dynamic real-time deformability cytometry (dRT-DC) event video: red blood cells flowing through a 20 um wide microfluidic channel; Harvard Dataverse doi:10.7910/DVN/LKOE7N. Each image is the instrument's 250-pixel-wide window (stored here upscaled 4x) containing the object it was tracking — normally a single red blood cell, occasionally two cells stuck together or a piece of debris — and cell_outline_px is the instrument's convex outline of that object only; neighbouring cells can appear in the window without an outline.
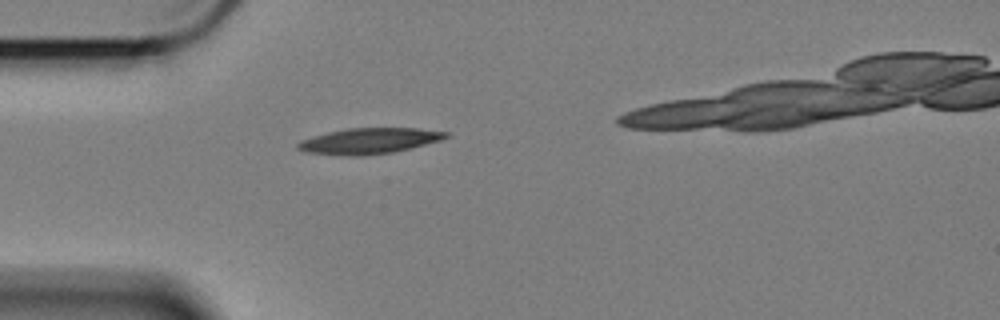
{"species": "Egyptian fruit bat (a non-hibernating species)", "species_latin": "Rousettus aegyptiacus", "temperature_condition": "cold", "stored_images_in_passage": 5, "camera_frame_rate_fps": 3000, "um_per_image_px": 0.085, "animal": {"sex": "female"}, "frame": {"image": 1, "passage_image": 1, "time_ms": 0.0, "image_size_px": [1000, 320], "cell_outline_px": [[448, 136], [440, 140], [392, 152], [356, 156], [304, 152], [296, 148], [296, 144], [300, 140], [328, 132], [348, 128], [420, 128], [448, 132]], "centroid_in_image_um": [31.33, 11.97], "position_along_channel_um": 53.7, "area_um2": 21.91}}
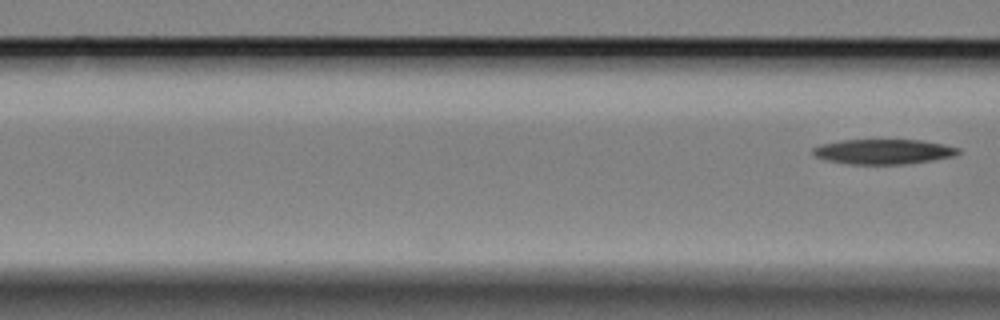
{"frame": {"image": 2, "passage_image": 5, "time_ms": 1.333, "image_size_px": [1000, 320], "cell_outline_px": [[960, 152], [952, 156], [932, 160], [904, 164], [848, 164], [824, 160], [816, 156], [812, 152], [812, 148], [820, 144], [840, 140], [924, 140], [960, 148]], "centroid_in_image_um": [75.05, 12.88], "position_along_channel_um": 91.6, "area_um2": 21.15}}